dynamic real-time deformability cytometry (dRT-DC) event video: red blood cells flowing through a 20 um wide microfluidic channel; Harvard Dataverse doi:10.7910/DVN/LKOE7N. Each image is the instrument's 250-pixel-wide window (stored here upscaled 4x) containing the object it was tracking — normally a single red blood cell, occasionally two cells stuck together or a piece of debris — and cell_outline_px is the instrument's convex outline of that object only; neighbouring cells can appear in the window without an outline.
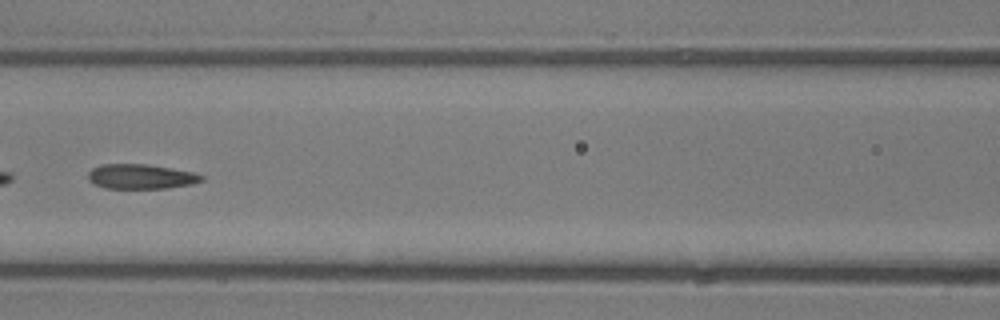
{"species": "common noctule bat (a hibernating species)", "species_latin": "Nyctalus noctula", "temperature_condition": "room temperature", "stored_images_in_passage": 37, "camera_frame_rate_fps": 3000, "um_per_image_px": 0.085, "animal": {"sex": "male", "body_mass_g": 13.3}, "frame": {"image": 1, "passage_image": 11, "time_ms": 3.333, "image_size_px": [1000, 320], "cell_outline_px": [[204, 180], [192, 184], [168, 188], [104, 188], [92, 184], [88, 180], [88, 172], [92, 168], [104, 164], [144, 164], [196, 172], [204, 176]], "centroid_in_image_um": [11.98, 15.01], "position_along_channel_um": 154.6, "area_um2": 16.47}, "authors_computed_cell_mechanics": {"area_um2": 17.3978, "velocity_mm_per_s": 4.1894, "shape_relaxation_time_tau1_ms": 5.1165, "shape_relaxation_time_tau2_ms": 2.3426, "deformation_change_tau1": 0.1504, "deformation_change_tau2": 0.0869}}